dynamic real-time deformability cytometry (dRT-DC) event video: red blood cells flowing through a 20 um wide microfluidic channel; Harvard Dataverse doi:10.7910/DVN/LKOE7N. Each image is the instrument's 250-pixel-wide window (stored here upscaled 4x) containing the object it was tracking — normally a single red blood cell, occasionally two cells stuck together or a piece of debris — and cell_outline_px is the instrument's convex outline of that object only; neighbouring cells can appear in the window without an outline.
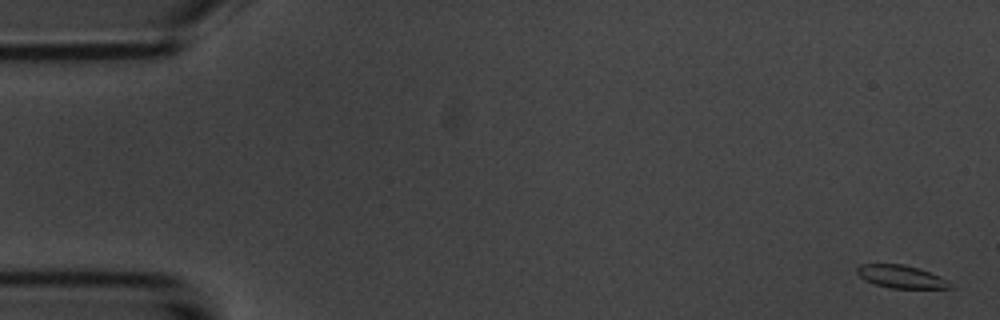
{"species": "common noctule bat (a hibernating species)", "species_latin": "Nyctalus noctula", "temperature_condition": "room temperature", "stored_images_in_passage": 54, "camera_frame_rate_fps": 3000, "um_per_image_px": 0.085, "animal": {"sex": "male", "body_mass_g": 20.1, "forearm_length_mm": 53.5}, "frame": {"image": 1, "passage_image": 1, "time_ms": 0.0, "image_size_px": [1000, 320], "cell_outline_px": [[956, 288], [892, 288], [876, 284], [864, 280], [856, 272], [856, 268], [860, 264], [904, 264], [940, 276], [948, 280]], "centroid_in_image_um": [76.6, 23.52], "position_along_channel_um": 8.4, "area_um2": 12.31}}
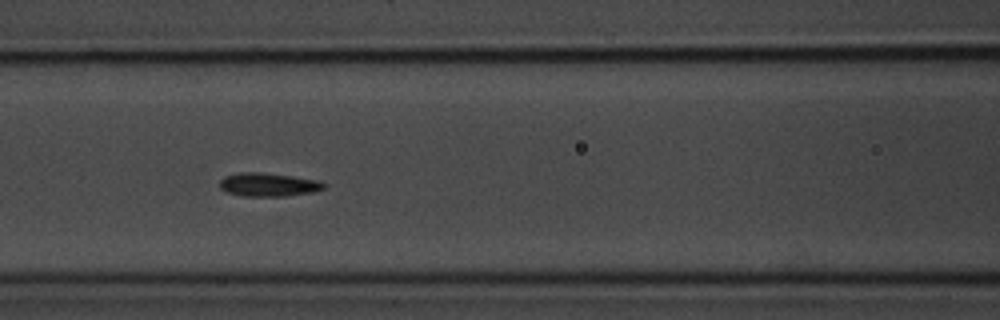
{"frame": {"image": 2, "passage_image": 23, "time_ms": 7.333, "image_size_px": [1000, 320], "cell_outline_px": [[328, 184], [324, 188], [312, 192], [284, 196], [240, 196], [228, 192], [220, 188], [220, 180], [224, 176], [240, 172], [260, 172], [292, 176], [320, 180]], "centroid_in_image_um": [22.82, 15.69], "position_along_channel_um": 143.8, "area_um2": 14.33}}
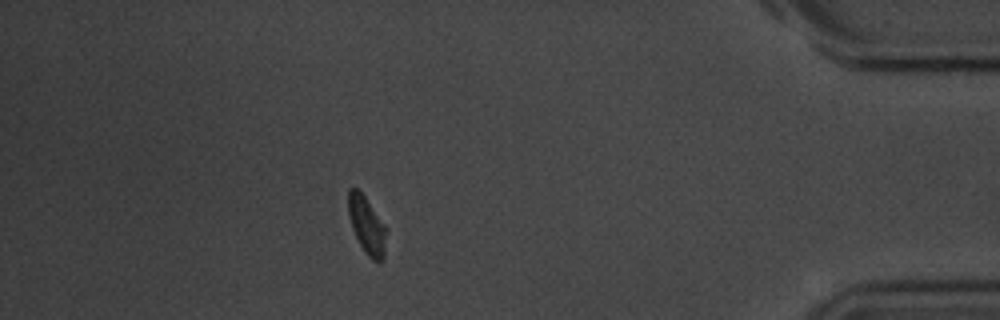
{"frame": {"image": 3, "passage_image": 48, "time_ms": 15.667, "image_size_px": [1000, 320], "cell_outline_px": [[388, 228], [384, 260], [372, 260], [364, 252], [352, 228], [348, 216], [348, 188], [356, 188], [364, 196]], "centroid_in_image_um": [31.2, 19.17], "position_along_channel_um": 404.0, "area_um2": 12.89}, "authors_computed_cell_mechanics": {"area_um2": 13.3518, "velocity_mm_per_s": 3.6852, "shape_relaxation_time_tau1_ms": 2.2621, "shape_relaxation_time_tau2_ms": null, "deformation_change_tau1": 0.0983, "deformation_change_tau2": null}}